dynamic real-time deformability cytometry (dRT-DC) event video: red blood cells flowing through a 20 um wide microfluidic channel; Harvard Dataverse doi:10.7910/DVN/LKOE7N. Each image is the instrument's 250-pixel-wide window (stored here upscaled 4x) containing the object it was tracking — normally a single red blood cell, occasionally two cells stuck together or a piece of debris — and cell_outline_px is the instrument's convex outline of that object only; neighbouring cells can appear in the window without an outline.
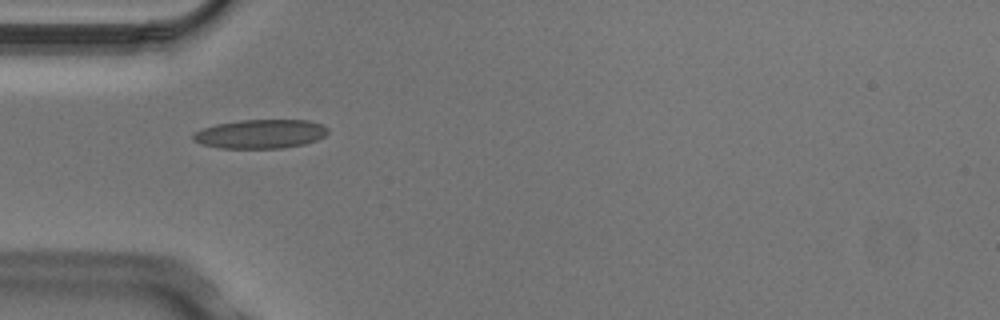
{"species": "Egyptian fruit bat (a non-hibernating species)", "species_latin": "Rousettus aegyptiacus", "temperature_condition": "cold", "stored_images_in_passage": 4, "camera_frame_rate_fps": 3000, "um_per_image_px": 0.085, "animal": {"sex": "male"}, "frame": {"image": 1, "passage_image": 4, "time_ms": 1.0, "image_size_px": [1000, 320], "cell_outline_px": [[328, 132], [324, 136], [316, 140], [304, 144], [284, 148], [220, 148], [200, 144], [192, 140], [192, 136], [196, 132], [204, 128], [216, 124], [240, 120], [308, 120], [320, 124], [328, 128]], "centroid_in_image_um": [22.13, 11.39], "position_along_channel_um": 62.9, "area_um2": 22.72}}